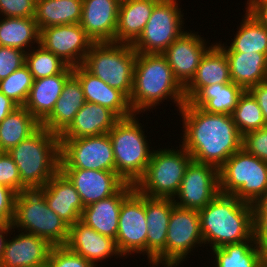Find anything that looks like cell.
<instances>
[{
	"label": "cell",
	"mask_w": 267,
	"mask_h": 267,
	"mask_svg": "<svg viewBox=\"0 0 267 267\" xmlns=\"http://www.w3.org/2000/svg\"><path fill=\"white\" fill-rule=\"evenodd\" d=\"M253 238L267 252V191L252 204Z\"/></svg>",
	"instance_id": "40"
},
{
	"label": "cell",
	"mask_w": 267,
	"mask_h": 267,
	"mask_svg": "<svg viewBox=\"0 0 267 267\" xmlns=\"http://www.w3.org/2000/svg\"><path fill=\"white\" fill-rule=\"evenodd\" d=\"M16 195L11 188L0 185V224L13 223Z\"/></svg>",
	"instance_id": "46"
},
{
	"label": "cell",
	"mask_w": 267,
	"mask_h": 267,
	"mask_svg": "<svg viewBox=\"0 0 267 267\" xmlns=\"http://www.w3.org/2000/svg\"><path fill=\"white\" fill-rule=\"evenodd\" d=\"M230 46L216 44L224 52L263 53L267 56V28L247 9Z\"/></svg>",
	"instance_id": "33"
},
{
	"label": "cell",
	"mask_w": 267,
	"mask_h": 267,
	"mask_svg": "<svg viewBox=\"0 0 267 267\" xmlns=\"http://www.w3.org/2000/svg\"><path fill=\"white\" fill-rule=\"evenodd\" d=\"M204 244L210 248L241 243L253 236L252 204L219 193L198 210Z\"/></svg>",
	"instance_id": "3"
},
{
	"label": "cell",
	"mask_w": 267,
	"mask_h": 267,
	"mask_svg": "<svg viewBox=\"0 0 267 267\" xmlns=\"http://www.w3.org/2000/svg\"><path fill=\"white\" fill-rule=\"evenodd\" d=\"M79 193L84 207L116 194L126 182L116 171L60 169Z\"/></svg>",
	"instance_id": "18"
},
{
	"label": "cell",
	"mask_w": 267,
	"mask_h": 267,
	"mask_svg": "<svg viewBox=\"0 0 267 267\" xmlns=\"http://www.w3.org/2000/svg\"><path fill=\"white\" fill-rule=\"evenodd\" d=\"M174 201L145 196L147 259L152 267H166V237Z\"/></svg>",
	"instance_id": "17"
},
{
	"label": "cell",
	"mask_w": 267,
	"mask_h": 267,
	"mask_svg": "<svg viewBox=\"0 0 267 267\" xmlns=\"http://www.w3.org/2000/svg\"><path fill=\"white\" fill-rule=\"evenodd\" d=\"M13 229V230H12ZM15 232L12 224H0V264L2 260V255L6 246L8 233Z\"/></svg>",
	"instance_id": "50"
},
{
	"label": "cell",
	"mask_w": 267,
	"mask_h": 267,
	"mask_svg": "<svg viewBox=\"0 0 267 267\" xmlns=\"http://www.w3.org/2000/svg\"><path fill=\"white\" fill-rule=\"evenodd\" d=\"M65 246L96 266L98 262H102L106 258L112 256L121 258L122 256L116 247L114 239L98 233L81 220L69 226V234Z\"/></svg>",
	"instance_id": "20"
},
{
	"label": "cell",
	"mask_w": 267,
	"mask_h": 267,
	"mask_svg": "<svg viewBox=\"0 0 267 267\" xmlns=\"http://www.w3.org/2000/svg\"><path fill=\"white\" fill-rule=\"evenodd\" d=\"M85 102L82 85L72 74L66 80L52 112L41 122V126L60 135L70 125Z\"/></svg>",
	"instance_id": "27"
},
{
	"label": "cell",
	"mask_w": 267,
	"mask_h": 267,
	"mask_svg": "<svg viewBox=\"0 0 267 267\" xmlns=\"http://www.w3.org/2000/svg\"><path fill=\"white\" fill-rule=\"evenodd\" d=\"M229 63L231 81L248 91L267 81V56L253 52H225Z\"/></svg>",
	"instance_id": "30"
},
{
	"label": "cell",
	"mask_w": 267,
	"mask_h": 267,
	"mask_svg": "<svg viewBox=\"0 0 267 267\" xmlns=\"http://www.w3.org/2000/svg\"><path fill=\"white\" fill-rule=\"evenodd\" d=\"M35 47L25 54V65L33 75L34 80L60 74L68 66L42 45L37 44Z\"/></svg>",
	"instance_id": "38"
},
{
	"label": "cell",
	"mask_w": 267,
	"mask_h": 267,
	"mask_svg": "<svg viewBox=\"0 0 267 267\" xmlns=\"http://www.w3.org/2000/svg\"><path fill=\"white\" fill-rule=\"evenodd\" d=\"M33 82V75L28 67L23 65L18 70L12 72L7 78L0 80V91L18 106H24Z\"/></svg>",
	"instance_id": "39"
},
{
	"label": "cell",
	"mask_w": 267,
	"mask_h": 267,
	"mask_svg": "<svg viewBox=\"0 0 267 267\" xmlns=\"http://www.w3.org/2000/svg\"><path fill=\"white\" fill-rule=\"evenodd\" d=\"M35 7L36 0H0L2 17H35Z\"/></svg>",
	"instance_id": "45"
},
{
	"label": "cell",
	"mask_w": 267,
	"mask_h": 267,
	"mask_svg": "<svg viewBox=\"0 0 267 267\" xmlns=\"http://www.w3.org/2000/svg\"><path fill=\"white\" fill-rule=\"evenodd\" d=\"M215 267H267V252L253 236L244 242L212 249Z\"/></svg>",
	"instance_id": "32"
},
{
	"label": "cell",
	"mask_w": 267,
	"mask_h": 267,
	"mask_svg": "<svg viewBox=\"0 0 267 267\" xmlns=\"http://www.w3.org/2000/svg\"><path fill=\"white\" fill-rule=\"evenodd\" d=\"M205 41L198 32L186 30L162 53L183 87L194 77L201 58L213 45L208 46Z\"/></svg>",
	"instance_id": "16"
},
{
	"label": "cell",
	"mask_w": 267,
	"mask_h": 267,
	"mask_svg": "<svg viewBox=\"0 0 267 267\" xmlns=\"http://www.w3.org/2000/svg\"><path fill=\"white\" fill-rule=\"evenodd\" d=\"M247 9L267 28V0H247Z\"/></svg>",
	"instance_id": "47"
},
{
	"label": "cell",
	"mask_w": 267,
	"mask_h": 267,
	"mask_svg": "<svg viewBox=\"0 0 267 267\" xmlns=\"http://www.w3.org/2000/svg\"><path fill=\"white\" fill-rule=\"evenodd\" d=\"M82 0H36L35 21L39 31L50 26L77 24Z\"/></svg>",
	"instance_id": "34"
},
{
	"label": "cell",
	"mask_w": 267,
	"mask_h": 267,
	"mask_svg": "<svg viewBox=\"0 0 267 267\" xmlns=\"http://www.w3.org/2000/svg\"><path fill=\"white\" fill-rule=\"evenodd\" d=\"M147 222L145 196L134 189L121 204L116 247L124 256L147 255Z\"/></svg>",
	"instance_id": "13"
},
{
	"label": "cell",
	"mask_w": 267,
	"mask_h": 267,
	"mask_svg": "<svg viewBox=\"0 0 267 267\" xmlns=\"http://www.w3.org/2000/svg\"><path fill=\"white\" fill-rule=\"evenodd\" d=\"M160 0H121L115 43L133 44Z\"/></svg>",
	"instance_id": "29"
},
{
	"label": "cell",
	"mask_w": 267,
	"mask_h": 267,
	"mask_svg": "<svg viewBox=\"0 0 267 267\" xmlns=\"http://www.w3.org/2000/svg\"><path fill=\"white\" fill-rule=\"evenodd\" d=\"M183 16L177 0H160L155 5L142 34L132 44L133 49L137 53L162 54L185 32L182 29Z\"/></svg>",
	"instance_id": "10"
},
{
	"label": "cell",
	"mask_w": 267,
	"mask_h": 267,
	"mask_svg": "<svg viewBox=\"0 0 267 267\" xmlns=\"http://www.w3.org/2000/svg\"><path fill=\"white\" fill-rule=\"evenodd\" d=\"M183 123L182 147L193 161L218 169L242 148L243 136L232 115L205 112L188 101L179 109Z\"/></svg>",
	"instance_id": "1"
},
{
	"label": "cell",
	"mask_w": 267,
	"mask_h": 267,
	"mask_svg": "<svg viewBox=\"0 0 267 267\" xmlns=\"http://www.w3.org/2000/svg\"><path fill=\"white\" fill-rule=\"evenodd\" d=\"M231 115L242 136L267 126L257 100L249 91L243 92Z\"/></svg>",
	"instance_id": "37"
},
{
	"label": "cell",
	"mask_w": 267,
	"mask_h": 267,
	"mask_svg": "<svg viewBox=\"0 0 267 267\" xmlns=\"http://www.w3.org/2000/svg\"><path fill=\"white\" fill-rule=\"evenodd\" d=\"M219 191L255 203L267 191V162L241 148L219 168Z\"/></svg>",
	"instance_id": "8"
},
{
	"label": "cell",
	"mask_w": 267,
	"mask_h": 267,
	"mask_svg": "<svg viewBox=\"0 0 267 267\" xmlns=\"http://www.w3.org/2000/svg\"><path fill=\"white\" fill-rule=\"evenodd\" d=\"M229 82L232 81L226 54L217 44L212 45L201 58L194 77L184 87L185 100L189 101L202 87Z\"/></svg>",
	"instance_id": "26"
},
{
	"label": "cell",
	"mask_w": 267,
	"mask_h": 267,
	"mask_svg": "<svg viewBox=\"0 0 267 267\" xmlns=\"http://www.w3.org/2000/svg\"><path fill=\"white\" fill-rule=\"evenodd\" d=\"M38 190L44 195L48 207L69 226L81 220L84 209L81 197L60 170Z\"/></svg>",
	"instance_id": "22"
},
{
	"label": "cell",
	"mask_w": 267,
	"mask_h": 267,
	"mask_svg": "<svg viewBox=\"0 0 267 267\" xmlns=\"http://www.w3.org/2000/svg\"><path fill=\"white\" fill-rule=\"evenodd\" d=\"M121 118L111 109L85 102L59 139H75L107 134Z\"/></svg>",
	"instance_id": "25"
},
{
	"label": "cell",
	"mask_w": 267,
	"mask_h": 267,
	"mask_svg": "<svg viewBox=\"0 0 267 267\" xmlns=\"http://www.w3.org/2000/svg\"><path fill=\"white\" fill-rule=\"evenodd\" d=\"M192 160L180 144L179 150L174 147L153 150L150 162L134 188L147 197L173 199Z\"/></svg>",
	"instance_id": "9"
},
{
	"label": "cell",
	"mask_w": 267,
	"mask_h": 267,
	"mask_svg": "<svg viewBox=\"0 0 267 267\" xmlns=\"http://www.w3.org/2000/svg\"><path fill=\"white\" fill-rule=\"evenodd\" d=\"M134 185L126 183L116 194L84 207L81 221L98 233L116 241L119 212L122 201L134 190Z\"/></svg>",
	"instance_id": "24"
},
{
	"label": "cell",
	"mask_w": 267,
	"mask_h": 267,
	"mask_svg": "<svg viewBox=\"0 0 267 267\" xmlns=\"http://www.w3.org/2000/svg\"><path fill=\"white\" fill-rule=\"evenodd\" d=\"M245 90L233 82L202 87L188 102L205 112L231 115Z\"/></svg>",
	"instance_id": "31"
},
{
	"label": "cell",
	"mask_w": 267,
	"mask_h": 267,
	"mask_svg": "<svg viewBox=\"0 0 267 267\" xmlns=\"http://www.w3.org/2000/svg\"><path fill=\"white\" fill-rule=\"evenodd\" d=\"M39 36L40 31L34 17H1L0 46L28 52L34 48L33 43L39 44Z\"/></svg>",
	"instance_id": "36"
},
{
	"label": "cell",
	"mask_w": 267,
	"mask_h": 267,
	"mask_svg": "<svg viewBox=\"0 0 267 267\" xmlns=\"http://www.w3.org/2000/svg\"><path fill=\"white\" fill-rule=\"evenodd\" d=\"M17 107L16 103L0 91V123Z\"/></svg>",
	"instance_id": "49"
},
{
	"label": "cell",
	"mask_w": 267,
	"mask_h": 267,
	"mask_svg": "<svg viewBox=\"0 0 267 267\" xmlns=\"http://www.w3.org/2000/svg\"><path fill=\"white\" fill-rule=\"evenodd\" d=\"M121 0H82L79 24L94 43L115 42Z\"/></svg>",
	"instance_id": "19"
},
{
	"label": "cell",
	"mask_w": 267,
	"mask_h": 267,
	"mask_svg": "<svg viewBox=\"0 0 267 267\" xmlns=\"http://www.w3.org/2000/svg\"><path fill=\"white\" fill-rule=\"evenodd\" d=\"M0 185L11 188L17 194L28 190L21 183L18 167L8 152H0Z\"/></svg>",
	"instance_id": "42"
},
{
	"label": "cell",
	"mask_w": 267,
	"mask_h": 267,
	"mask_svg": "<svg viewBox=\"0 0 267 267\" xmlns=\"http://www.w3.org/2000/svg\"><path fill=\"white\" fill-rule=\"evenodd\" d=\"M202 244L204 239L198 210L182 208L174 204L167 228L166 267L181 265V262L187 260V255Z\"/></svg>",
	"instance_id": "12"
},
{
	"label": "cell",
	"mask_w": 267,
	"mask_h": 267,
	"mask_svg": "<svg viewBox=\"0 0 267 267\" xmlns=\"http://www.w3.org/2000/svg\"><path fill=\"white\" fill-rule=\"evenodd\" d=\"M219 193V169L213 165L192 160L172 200L176 206L200 210Z\"/></svg>",
	"instance_id": "14"
},
{
	"label": "cell",
	"mask_w": 267,
	"mask_h": 267,
	"mask_svg": "<svg viewBox=\"0 0 267 267\" xmlns=\"http://www.w3.org/2000/svg\"><path fill=\"white\" fill-rule=\"evenodd\" d=\"M168 98L173 100L178 110L186 102L184 87L174 77L165 56L158 53H137L129 98L134 114L156 108Z\"/></svg>",
	"instance_id": "2"
},
{
	"label": "cell",
	"mask_w": 267,
	"mask_h": 267,
	"mask_svg": "<svg viewBox=\"0 0 267 267\" xmlns=\"http://www.w3.org/2000/svg\"><path fill=\"white\" fill-rule=\"evenodd\" d=\"M47 267H96L82 256L69 250L65 245L53 246L50 250Z\"/></svg>",
	"instance_id": "41"
},
{
	"label": "cell",
	"mask_w": 267,
	"mask_h": 267,
	"mask_svg": "<svg viewBox=\"0 0 267 267\" xmlns=\"http://www.w3.org/2000/svg\"><path fill=\"white\" fill-rule=\"evenodd\" d=\"M136 115L121 118L108 132L116 173L126 183L133 185L143 176L153 152Z\"/></svg>",
	"instance_id": "5"
},
{
	"label": "cell",
	"mask_w": 267,
	"mask_h": 267,
	"mask_svg": "<svg viewBox=\"0 0 267 267\" xmlns=\"http://www.w3.org/2000/svg\"><path fill=\"white\" fill-rule=\"evenodd\" d=\"M242 148L267 162V126L246 133L243 136Z\"/></svg>",
	"instance_id": "44"
},
{
	"label": "cell",
	"mask_w": 267,
	"mask_h": 267,
	"mask_svg": "<svg viewBox=\"0 0 267 267\" xmlns=\"http://www.w3.org/2000/svg\"><path fill=\"white\" fill-rule=\"evenodd\" d=\"M73 74L82 85L86 102L107 107L120 118L134 115L129 98L123 92L110 87L107 83L88 72L82 65L74 67Z\"/></svg>",
	"instance_id": "23"
},
{
	"label": "cell",
	"mask_w": 267,
	"mask_h": 267,
	"mask_svg": "<svg viewBox=\"0 0 267 267\" xmlns=\"http://www.w3.org/2000/svg\"><path fill=\"white\" fill-rule=\"evenodd\" d=\"M257 100L267 123V81L261 82L248 90Z\"/></svg>",
	"instance_id": "48"
},
{
	"label": "cell",
	"mask_w": 267,
	"mask_h": 267,
	"mask_svg": "<svg viewBox=\"0 0 267 267\" xmlns=\"http://www.w3.org/2000/svg\"><path fill=\"white\" fill-rule=\"evenodd\" d=\"M60 169L116 171L108 133L75 139H60Z\"/></svg>",
	"instance_id": "11"
},
{
	"label": "cell",
	"mask_w": 267,
	"mask_h": 267,
	"mask_svg": "<svg viewBox=\"0 0 267 267\" xmlns=\"http://www.w3.org/2000/svg\"><path fill=\"white\" fill-rule=\"evenodd\" d=\"M25 54L18 48L0 46V80L25 65Z\"/></svg>",
	"instance_id": "43"
},
{
	"label": "cell",
	"mask_w": 267,
	"mask_h": 267,
	"mask_svg": "<svg viewBox=\"0 0 267 267\" xmlns=\"http://www.w3.org/2000/svg\"><path fill=\"white\" fill-rule=\"evenodd\" d=\"M73 69L67 66L60 74L34 80L24 107L40 123L52 112Z\"/></svg>",
	"instance_id": "28"
},
{
	"label": "cell",
	"mask_w": 267,
	"mask_h": 267,
	"mask_svg": "<svg viewBox=\"0 0 267 267\" xmlns=\"http://www.w3.org/2000/svg\"><path fill=\"white\" fill-rule=\"evenodd\" d=\"M93 43L79 23L40 30L39 44L71 67L82 65Z\"/></svg>",
	"instance_id": "15"
},
{
	"label": "cell",
	"mask_w": 267,
	"mask_h": 267,
	"mask_svg": "<svg viewBox=\"0 0 267 267\" xmlns=\"http://www.w3.org/2000/svg\"><path fill=\"white\" fill-rule=\"evenodd\" d=\"M136 56L137 52L132 44L93 43L82 66L110 87L120 90L130 98Z\"/></svg>",
	"instance_id": "7"
},
{
	"label": "cell",
	"mask_w": 267,
	"mask_h": 267,
	"mask_svg": "<svg viewBox=\"0 0 267 267\" xmlns=\"http://www.w3.org/2000/svg\"><path fill=\"white\" fill-rule=\"evenodd\" d=\"M13 228L46 239L52 246L65 245L69 225L46 203L38 189L25 190L16 195Z\"/></svg>",
	"instance_id": "6"
},
{
	"label": "cell",
	"mask_w": 267,
	"mask_h": 267,
	"mask_svg": "<svg viewBox=\"0 0 267 267\" xmlns=\"http://www.w3.org/2000/svg\"><path fill=\"white\" fill-rule=\"evenodd\" d=\"M7 239L0 267H41L53 247L46 239L20 232Z\"/></svg>",
	"instance_id": "21"
},
{
	"label": "cell",
	"mask_w": 267,
	"mask_h": 267,
	"mask_svg": "<svg viewBox=\"0 0 267 267\" xmlns=\"http://www.w3.org/2000/svg\"><path fill=\"white\" fill-rule=\"evenodd\" d=\"M40 127L41 123L24 106H18L0 123V152H8Z\"/></svg>",
	"instance_id": "35"
},
{
	"label": "cell",
	"mask_w": 267,
	"mask_h": 267,
	"mask_svg": "<svg viewBox=\"0 0 267 267\" xmlns=\"http://www.w3.org/2000/svg\"><path fill=\"white\" fill-rule=\"evenodd\" d=\"M8 154L18 167L21 183L28 190L40 189L60 170L59 135L41 126Z\"/></svg>",
	"instance_id": "4"
}]
</instances>
